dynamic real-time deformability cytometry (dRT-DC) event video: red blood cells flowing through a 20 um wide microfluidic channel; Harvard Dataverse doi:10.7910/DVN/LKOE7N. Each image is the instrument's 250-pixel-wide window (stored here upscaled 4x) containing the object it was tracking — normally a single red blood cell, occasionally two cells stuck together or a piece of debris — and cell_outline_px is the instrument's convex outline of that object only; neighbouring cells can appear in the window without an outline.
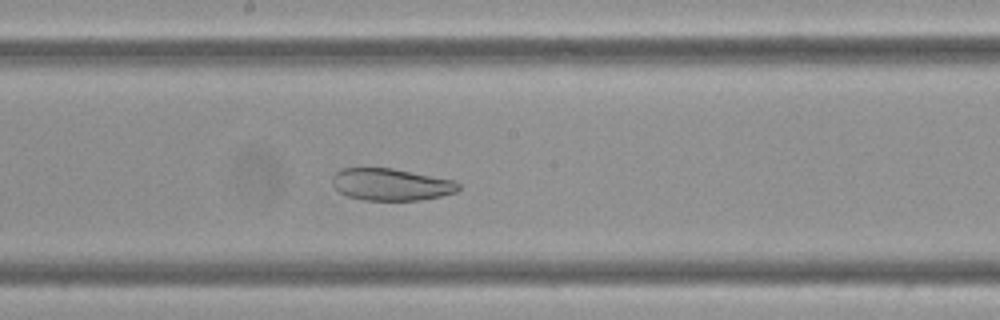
{"species": "Egyptian fruit bat (a non-hibernating species)", "species_latin": "Rousettus aegyptiacus", "temperature_condition": "cold", "stored_images_in_passage": 55, "camera_frame_rate_fps": 3000, "um_per_image_px": 0.085, "frame": {"image": 1, "passage_image": 28, "time_ms": 9.0, "image_size_px": [1000, 320], "cell_outline_px": [[460, 188], [456, 192], [440, 196], [420, 200], [364, 200], [348, 196], [340, 192], [332, 184], [332, 176], [336, 172], [344, 168], [392, 168], [456, 180], [460, 184]], "centroid_in_image_um": [33.26, 15.68], "position_along_channel_um": 214.9, "area_um2": 23.58}}
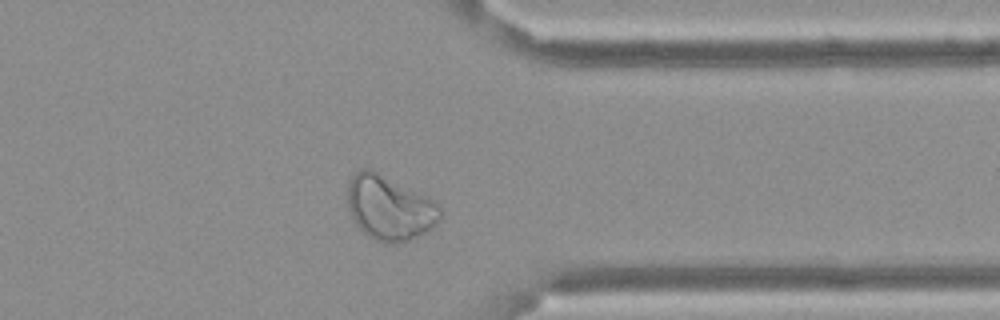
{"frame": {"image": 2, "passage_image": 43, "time_ms": 14.0, "image_size_px": [1000, 320], "cell_outline_px": [[440, 220], [432, 228], [408, 240], [392, 244], [388, 244], [376, 240], [368, 236], [356, 224], [348, 208], [348, 184], [352, 176], [360, 168], [372, 168], [428, 196], [440, 204]], "centroid_in_image_um": [33.11, 17.64], "position_along_channel_um": 378.3, "area_um2": 35.03}}
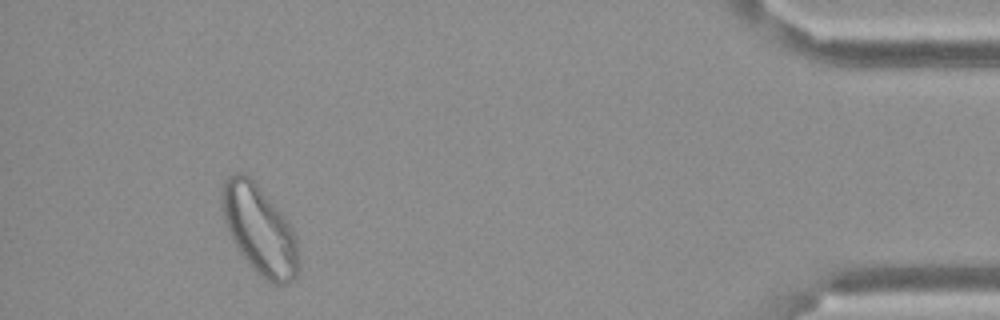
{"frame": {"image": 3, "passage_image": 51, "time_ms": 16.667, "image_size_px": [1000, 320], "cell_outline_px": [[300, 268], [296, 276], [292, 280], [284, 284], [272, 284], [260, 276], [252, 268], [240, 252], [224, 220], [220, 200], [224, 180], [232, 172], [244, 172], [260, 188], [288, 220], [292, 228], [296, 240], [300, 264]], "centroid_in_image_um": [22.07, 19.53], "position_along_channel_um": 413.1, "area_um2": 39.54}}